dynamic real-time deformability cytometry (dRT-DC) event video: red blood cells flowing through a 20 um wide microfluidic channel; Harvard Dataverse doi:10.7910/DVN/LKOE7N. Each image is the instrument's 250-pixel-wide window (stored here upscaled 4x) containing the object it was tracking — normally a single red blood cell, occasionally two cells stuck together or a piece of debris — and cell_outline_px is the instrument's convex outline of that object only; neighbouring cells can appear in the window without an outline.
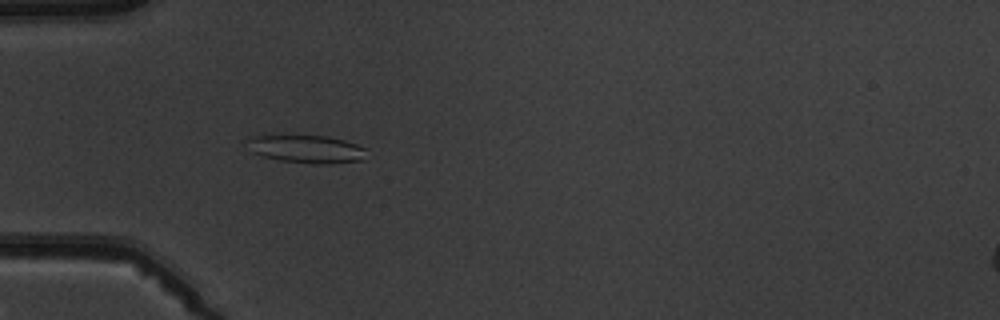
{"species": "common noctule bat (a hibernating species)", "species_latin": "Nyctalus noctula", "temperature_condition": "warm", "stored_images_in_passage": 5, "camera_frame_rate_fps": 3000, "um_per_image_px": 0.085, "animal": {"sex": "male", "body_mass_g": 19.5, "forearm_length_mm": 54.6}, "frame": {"image": 1, "passage_image": 5, "time_ms": 4.667, "image_size_px": [1000, 320], "cell_outline_px": [[364, 148], [360, 160], [328, 164], [312, 164], [280, 160], [264, 156], [252, 152], [248, 140], [252, 136], [264, 132], [328, 136], [344, 140], [356, 144]], "centroid_in_image_um": [25.93, 12.6], "position_along_channel_um": 59.1, "area_um2": 19.88}}